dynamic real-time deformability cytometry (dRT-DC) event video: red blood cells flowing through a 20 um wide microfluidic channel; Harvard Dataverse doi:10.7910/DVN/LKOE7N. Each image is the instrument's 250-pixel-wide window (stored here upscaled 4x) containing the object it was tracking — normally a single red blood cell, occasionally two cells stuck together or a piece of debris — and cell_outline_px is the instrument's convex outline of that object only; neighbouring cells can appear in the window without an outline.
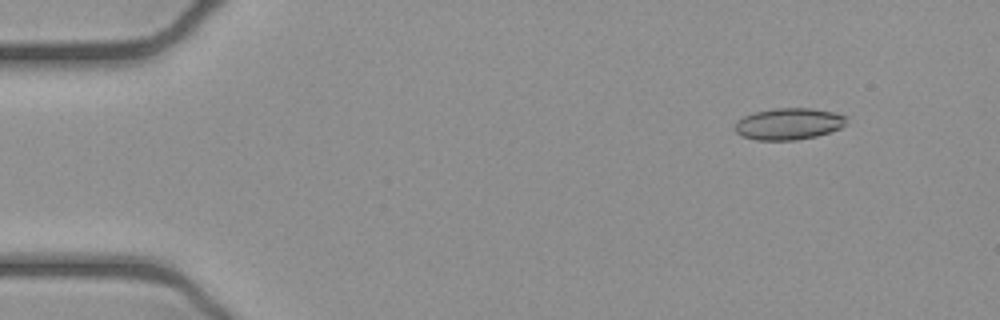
{"species": "common noctule bat (a hibernating species)", "species_latin": "Nyctalus noctula", "temperature_condition": "cold", "stored_images_in_passage": 53, "camera_frame_rate_fps": 3000, "um_per_image_px": 0.085, "animal": {"sex": "female", "body_mass_g": 21.9}, "frame": {"image": 1, "passage_image": 6, "time_ms": 1.667, "image_size_px": [1000, 320], "cell_outline_px": [[848, 116], [844, 124], [840, 128], [816, 136], [796, 140], [756, 140], [740, 136], [732, 128], [736, 120], [744, 116], [756, 112], [776, 108], [812, 108], [832, 112]], "centroid_in_image_um": [66.98, 10.53], "position_along_channel_um": 18.0, "area_um2": 20.63}}
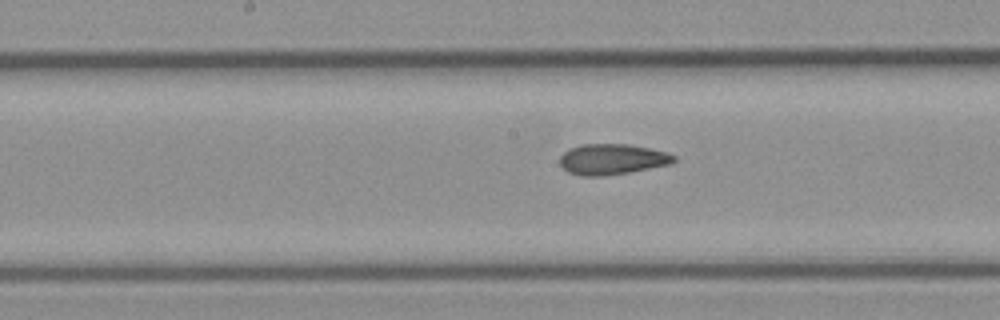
{"frame": {"image": 2, "passage_image": 27, "time_ms": 8.667, "image_size_px": [1000, 320], "cell_outline_px": [[676, 160], [668, 164], [628, 172], [604, 176], [580, 176], [568, 172], [560, 164], [560, 156], [568, 148], [580, 144], [628, 144], [668, 152], [676, 156]], "centroid_in_image_um": [51.99, 13.53], "position_along_channel_um": 196.2, "area_um2": 20.35}}
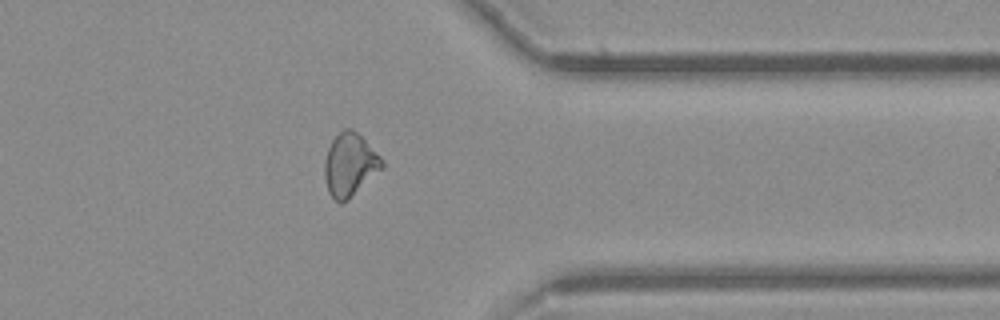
{"frame": {"image": 3, "passage_image": 42, "time_ms": 13.667, "image_size_px": [1000, 320], "cell_outline_px": [[384, 168], [348, 200], [340, 204], [328, 192], [324, 176], [324, 160], [328, 148], [332, 140], [344, 128], [352, 128], [384, 160]], "centroid_in_image_um": [29.73, 14.02], "position_along_channel_um": 381.7, "area_um2": 21.1}, "authors_computed_cell_mechanics": {"area_um2": 20.3456, "velocity_mm_per_s": 3.9122, "shape_relaxation_time_tau1_ms": null, "shape_relaxation_time_tau2_ms": 2.6898, "deformation_change_tau1": null, "deformation_change_tau2": 0.0913}}